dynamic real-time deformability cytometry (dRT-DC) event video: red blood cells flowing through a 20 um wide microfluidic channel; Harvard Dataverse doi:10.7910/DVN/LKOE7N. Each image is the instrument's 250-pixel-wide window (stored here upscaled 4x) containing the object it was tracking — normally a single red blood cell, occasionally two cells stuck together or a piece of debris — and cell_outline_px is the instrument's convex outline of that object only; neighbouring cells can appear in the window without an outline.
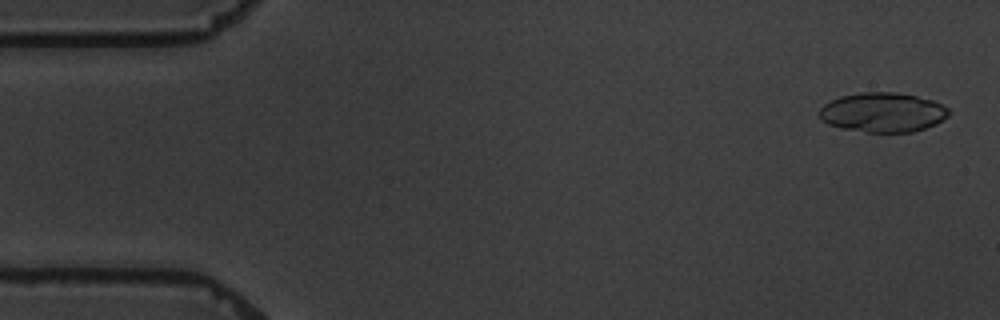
{"species": "common noctule bat (a hibernating species)", "species_latin": "Nyctalus noctula", "temperature_condition": "warm", "stored_images_in_passage": 5, "camera_frame_rate_fps": 3000, "um_per_image_px": 0.085, "animal": {"sex": "male", "body_mass_g": 19.5, "forearm_length_mm": 54.6}, "frame": {"image": 1, "passage_image": 1, "time_ms": 0.0, "image_size_px": [1000, 320], "cell_outline_px": [[948, 116], [936, 124], [912, 132], [868, 132], [844, 128], [828, 124], [820, 120], [820, 108], [824, 104], [840, 96], [860, 92], [896, 92], [916, 96], [932, 100], [948, 108]], "centroid_in_image_um": [75.02, 9.54], "position_along_channel_um": 10.0, "area_um2": 29.65}}